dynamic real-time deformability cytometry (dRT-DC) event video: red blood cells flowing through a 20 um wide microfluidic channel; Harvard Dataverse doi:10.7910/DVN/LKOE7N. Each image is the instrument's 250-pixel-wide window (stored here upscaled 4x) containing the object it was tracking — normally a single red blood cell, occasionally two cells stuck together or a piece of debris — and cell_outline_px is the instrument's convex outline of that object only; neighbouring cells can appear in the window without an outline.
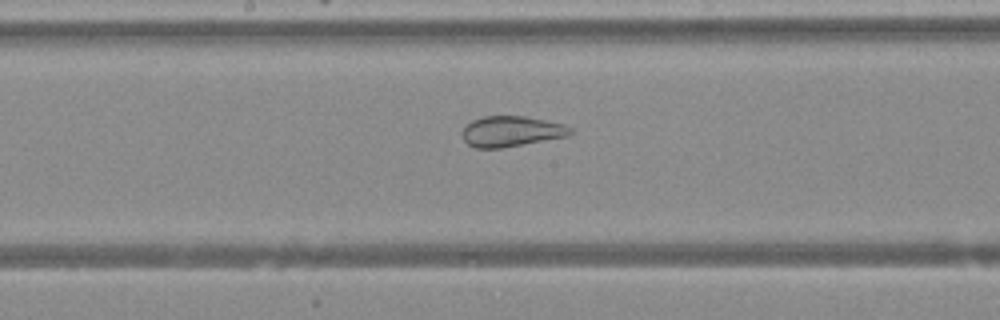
{"species": "Egyptian fruit bat (a non-hibernating species)", "species_latin": "Rousettus aegyptiacus", "temperature_condition": "warm", "stored_images_in_passage": 41, "camera_frame_rate_fps": 3000, "um_per_image_px": 0.085, "animal": {"sex": "female"}, "frame": {"image": 1, "passage_image": 18, "time_ms": 5.667, "image_size_px": [1000, 320], "cell_outline_px": [[572, 132], [568, 136], [504, 148], [476, 148], [468, 144], [464, 140], [464, 128], [472, 120], [484, 116], [524, 116], [568, 124], [572, 128]], "centroid_in_image_um": [43.52, 11.16], "position_along_channel_um": 204.7, "area_um2": 19.31}}
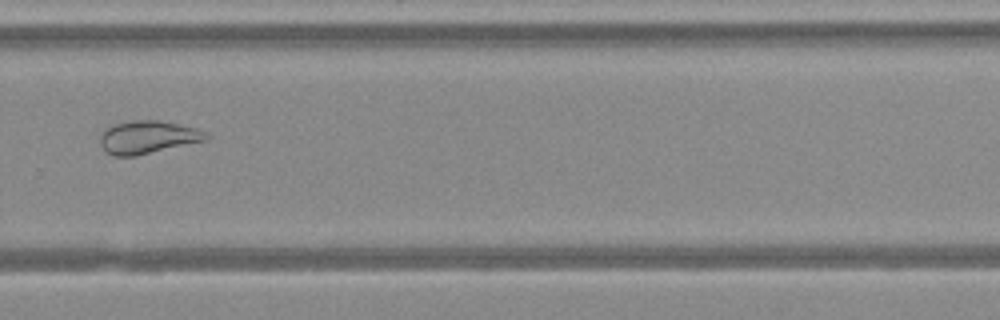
{"frame": {"image": 2, "passage_image": 26, "time_ms": 8.333, "image_size_px": [1000, 320], "cell_outline_px": [[208, 140], [136, 156], [112, 156], [100, 144], [100, 132], [104, 128], [112, 124], [132, 120], [160, 120], [196, 128], [204, 132], [208, 136]], "centroid_in_image_um": [12.52, 11.65], "position_along_channel_um": 317.3, "area_um2": 20.46}}
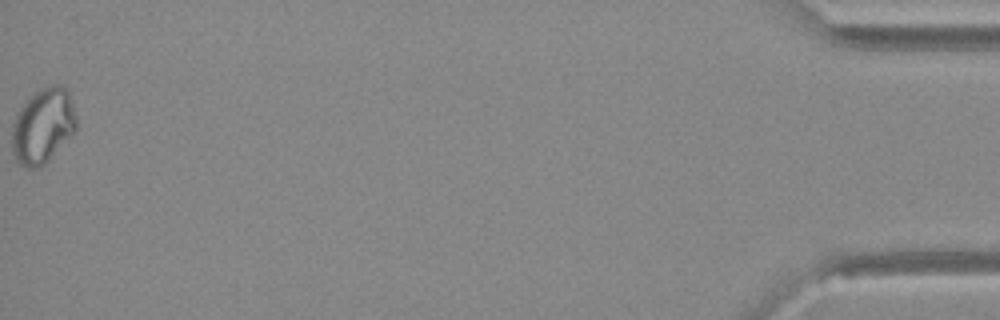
{"frame": {"image": 3, "passage_image": 41, "time_ms": 13.333, "image_size_px": [1000, 320], "cell_outline_px": [[76, 132], [44, 164], [36, 168], [24, 168], [16, 160], [12, 152], [12, 124], [20, 108], [40, 88], [52, 84], [64, 84], [68, 88], [72, 100], [76, 116]], "centroid_in_image_um": [3.68, 10.69], "position_along_channel_um": 431.5, "area_um2": 28.44}}